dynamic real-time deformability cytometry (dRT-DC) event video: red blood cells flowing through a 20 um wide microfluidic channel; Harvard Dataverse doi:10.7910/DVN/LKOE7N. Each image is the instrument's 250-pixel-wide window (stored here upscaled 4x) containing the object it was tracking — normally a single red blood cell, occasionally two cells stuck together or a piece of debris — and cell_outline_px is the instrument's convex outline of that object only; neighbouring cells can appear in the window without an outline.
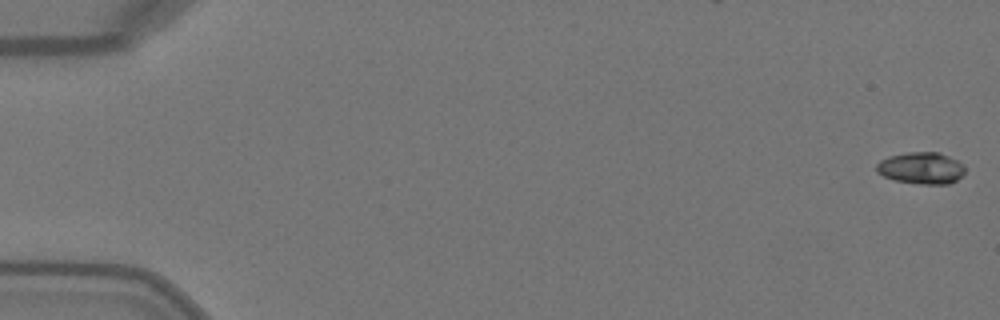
{"species": "Egyptian fruit bat (a non-hibernating species)", "species_latin": "Rousettus aegyptiacus", "temperature_condition": "warm", "stored_images_in_passage": 50, "camera_frame_rate_fps": 3000, "um_per_image_px": 0.085, "animal": {"sex": "female"}, "frame": {"image": 1, "passage_image": 1, "time_ms": 0.0, "image_size_px": [1000, 320], "cell_outline_px": [[964, 172], [956, 180], [948, 184], [920, 184], [896, 180], [884, 176], [876, 172], [876, 164], [880, 160], [888, 156], [908, 152], [940, 152], [964, 164]], "centroid_in_image_um": [78.29, 14.28], "position_along_channel_um": 6.7, "area_um2": 16.36}}
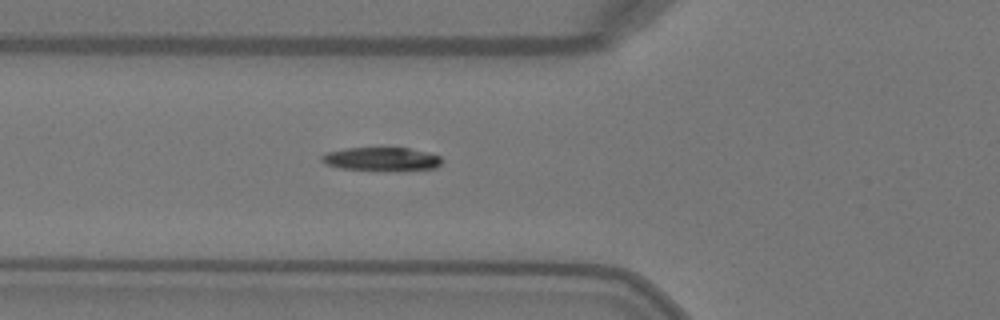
{"frame": {"image": 2, "passage_image": 19, "time_ms": 6.0, "image_size_px": [1000, 320], "cell_outline_px": [[440, 164], [436, 168], [340, 168], [328, 164], [320, 160], [320, 156], [324, 152], [344, 148], [408, 148], [440, 156]], "centroid_in_image_um": [32.32, 13.46], "position_along_channel_um": 93.5, "area_um2": 15.37}}
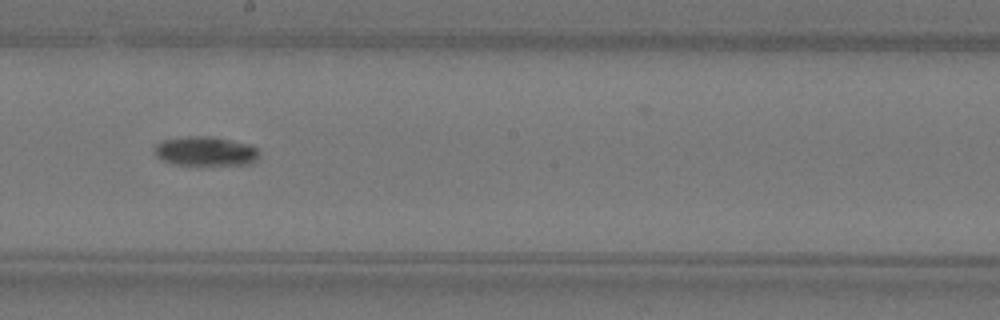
{"frame": {"image": 3, "passage_image": 29, "time_ms": 9.333, "image_size_px": [1000, 320], "cell_outline_px": [[256, 160], [252, 164], [172, 164], [160, 160], [156, 156], [152, 148], [160, 140], [188, 136], [208, 136], [232, 140], [252, 144], [256, 148]], "centroid_in_image_um": [17.39, 12.84], "position_along_channel_um": 230.8, "area_um2": 17.92}, "authors_computed_cell_mechanics": {"area_um2": 16.7331, "velocity_mm_per_s": 4.1034, "shape_relaxation_time_tau1_ms": 1.8823, "shape_relaxation_time_tau2_ms": null, "deformation_change_tau1": 0.152, "deformation_change_tau2": null}}